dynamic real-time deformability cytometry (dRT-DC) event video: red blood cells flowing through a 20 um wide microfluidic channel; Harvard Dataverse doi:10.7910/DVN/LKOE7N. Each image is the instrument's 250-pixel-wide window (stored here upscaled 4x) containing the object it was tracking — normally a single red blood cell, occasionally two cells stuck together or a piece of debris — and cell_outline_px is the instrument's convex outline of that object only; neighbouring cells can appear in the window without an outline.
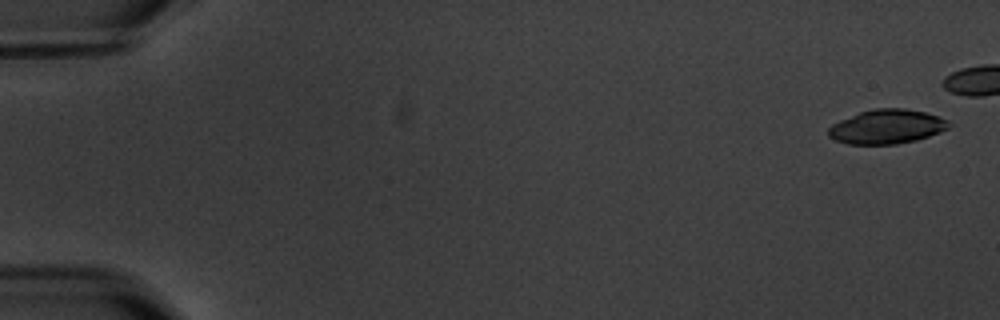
{"species": "common noctule bat (a hibernating species)", "species_latin": "Nyctalus noctula", "temperature_condition": "warm", "stored_images_in_passage": 11, "camera_frame_rate_fps": 3000, "um_per_image_px": 0.085, "animal": {"sex": "male", "body_mass_g": 20.1, "forearm_length_mm": 53.5}, "frame": {"image": 1, "passage_image": 1, "time_ms": 0.0, "image_size_px": [1000, 320], "cell_outline_px": [[948, 128], [940, 132], [916, 140], [896, 144], [848, 144], [836, 140], [828, 136], [828, 128], [832, 124], [840, 120], [860, 112], [876, 108], [904, 108], [924, 112], [940, 116], [948, 120]], "centroid_in_image_um": [75.37, 10.76], "position_along_channel_um": 9.6, "area_um2": 23.93}}